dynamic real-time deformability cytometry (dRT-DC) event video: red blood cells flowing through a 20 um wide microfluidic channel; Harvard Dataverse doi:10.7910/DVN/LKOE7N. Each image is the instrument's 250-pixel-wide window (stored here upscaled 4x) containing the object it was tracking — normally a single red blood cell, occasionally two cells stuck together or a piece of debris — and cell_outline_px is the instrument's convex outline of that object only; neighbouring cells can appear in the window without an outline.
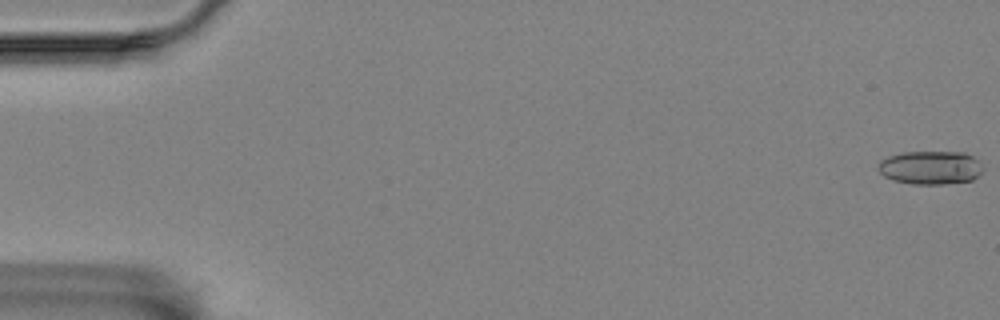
{"species": "Egyptian fruit bat (a non-hibernating species)", "species_latin": "Rousettus aegyptiacus", "temperature_condition": "room temperature", "stored_images_in_passage": 56, "camera_frame_rate_fps": 3000, "um_per_image_px": 0.085, "animal": {"sex": "female"}, "frame": {"image": 1, "passage_image": 1, "time_ms": 0.0, "image_size_px": [1000, 320], "cell_outline_px": [[984, 168], [972, 180], [944, 184], [912, 184], [892, 180], [884, 176], [880, 172], [880, 160], [888, 156], [900, 152], [964, 152], [972, 156]], "centroid_in_image_um": [79.07, 14.24], "position_along_channel_um": 5.9, "area_um2": 20.35}}
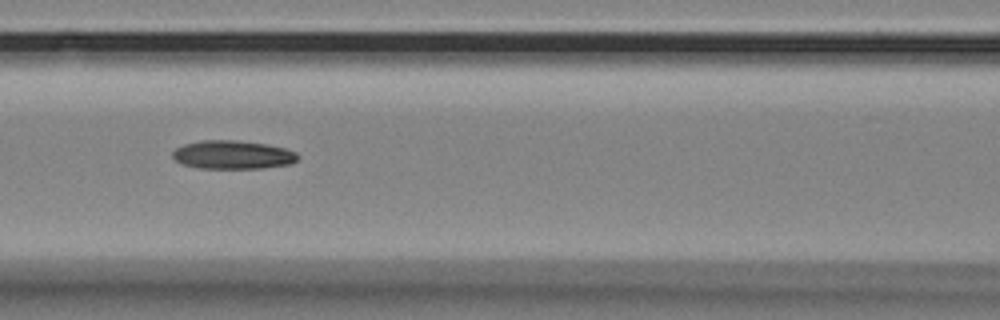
{"frame": {"image": 2, "passage_image": 26, "time_ms": 8.333, "image_size_px": [1000, 320], "cell_outline_px": [[300, 156], [292, 164], [260, 168], [200, 168], [184, 164], [176, 160], [172, 156], [172, 152], [176, 148], [184, 144], [200, 140], [236, 140], [268, 144], [284, 148], [296, 152]], "centroid_in_image_um": [19.8, 13.15], "position_along_channel_um": 146.8, "area_um2": 20.81}}
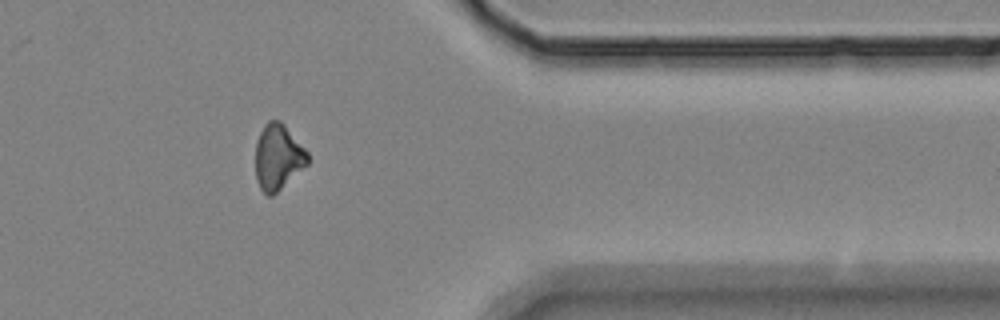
{"frame": {"image": 3, "passage_image": 48, "time_ms": 15.667, "image_size_px": [1000, 320], "cell_outline_px": [[308, 164], [272, 196], [268, 196], [260, 188], [256, 180], [256, 140], [264, 124], [268, 120], [280, 120], [284, 124], [308, 152]], "centroid_in_image_um": [23.62, 13.33], "position_along_channel_um": 387.8, "area_um2": 19.88}}